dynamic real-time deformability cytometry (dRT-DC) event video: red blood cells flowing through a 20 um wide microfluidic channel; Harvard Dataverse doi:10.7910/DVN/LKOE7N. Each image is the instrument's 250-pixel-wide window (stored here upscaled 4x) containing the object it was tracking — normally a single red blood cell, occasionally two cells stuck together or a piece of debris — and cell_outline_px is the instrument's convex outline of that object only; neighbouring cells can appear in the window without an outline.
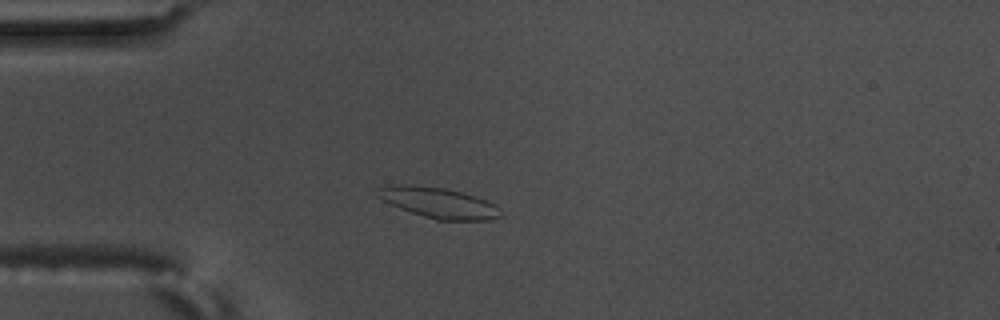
{"species": "common noctule bat (a hibernating species)", "species_latin": "Nyctalus noctula", "temperature_condition": "warm", "stored_images_in_passage": 54, "camera_frame_rate_fps": 3000, "um_per_image_px": 0.085, "animal": {"sex": "male", "body_mass_g": 17.5, "forearm_length_mm": 52.3}, "frame": {"image": 1, "passage_image": 12, "time_ms": 3.667, "image_size_px": [1000, 320], "cell_outline_px": [[500, 216], [492, 220], [436, 220], [400, 208], [376, 196], [380, 188], [388, 184], [408, 184], [444, 188], [476, 196], [496, 204], [500, 208]], "centroid_in_image_um": [37.31, 17.23], "position_along_channel_um": 47.7, "area_um2": 21.79}}
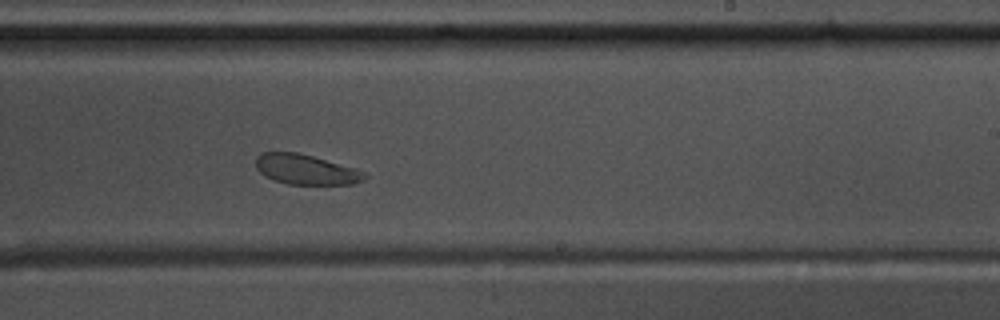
{"frame": {"image": 2, "passage_image": 32, "time_ms": 10.333, "image_size_px": [1000, 320], "cell_outline_px": [[368, 176], [364, 180], [352, 184], [288, 184], [264, 176], [256, 168], [256, 156], [260, 152], [296, 152], [312, 156], [352, 168], [364, 172]], "centroid_in_image_um": [25.95, 14.4], "position_along_channel_um": 263.0, "area_um2": 18.79}}
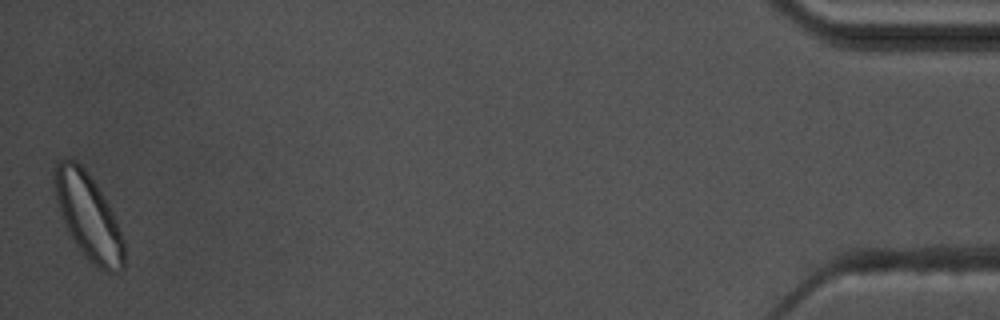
{"frame": {"image": 3, "passage_image": 54, "time_ms": 17.667, "image_size_px": [1000, 320], "cell_outline_px": [[124, 268], [120, 272], [108, 272], [100, 268], [80, 248], [72, 236], [64, 220], [56, 200], [52, 172], [56, 164], [60, 160], [72, 160], [80, 164], [84, 168], [96, 184], [108, 204], [116, 220], [124, 240]], "centroid_in_image_um": [7.52, 18.36], "position_along_channel_um": 427.7, "area_um2": 33.76}, "authors_computed_cell_mechanics": {"area_um2": 21.4727, "velocity_mm_per_s": 3.4919, "shape_relaxation_time_tau1_ms": 2.7807, "shape_relaxation_time_tau2_ms": null, "deformation_change_tau1": 0.067, "deformation_change_tau2": null}}